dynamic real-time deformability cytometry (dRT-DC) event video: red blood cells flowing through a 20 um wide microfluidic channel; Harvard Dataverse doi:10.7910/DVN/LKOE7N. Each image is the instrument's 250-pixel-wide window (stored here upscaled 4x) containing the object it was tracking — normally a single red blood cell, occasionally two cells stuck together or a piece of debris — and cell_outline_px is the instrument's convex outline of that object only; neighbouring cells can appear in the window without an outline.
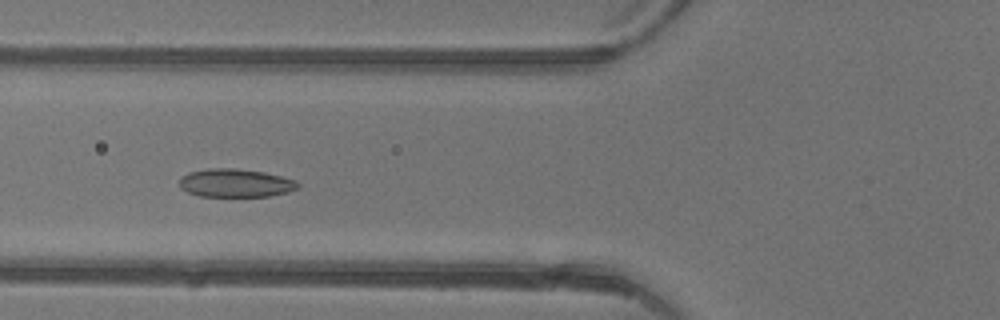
{"species": "common noctule bat (a hibernating species)", "species_latin": "Nyctalus noctula", "temperature_condition": "warm", "stored_images_in_passage": 45, "camera_frame_rate_fps": 3000, "um_per_image_px": 0.085, "animal": {"sex": "female"}, "frame": {"image": 1, "passage_image": 16, "time_ms": 5.0, "image_size_px": [1000, 320], "cell_outline_px": [[300, 184], [296, 188], [288, 192], [268, 196], [200, 196], [188, 192], [180, 188], [180, 176], [188, 172], [208, 168], [236, 168], [264, 172], [296, 180]], "centroid_in_image_um": [19.99, 15.55], "position_along_channel_um": 105.8, "area_um2": 19.54}}
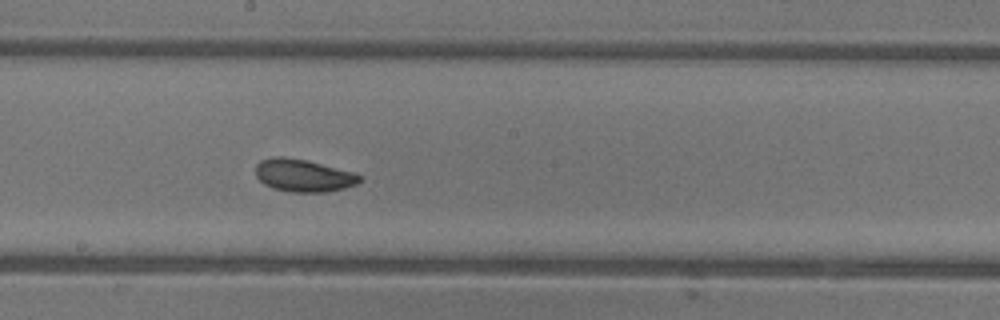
{"frame": {"image": 2, "passage_image": 24, "time_ms": 7.667, "image_size_px": [1000, 320], "cell_outline_px": [[364, 176], [356, 184], [344, 188], [324, 192], [292, 192], [272, 188], [264, 184], [256, 176], [256, 164], [260, 160], [272, 156], [280, 156], [304, 160], [356, 172]], "centroid_in_image_um": [25.79, 14.91], "position_along_channel_um": 222.4, "area_um2": 19.77}}
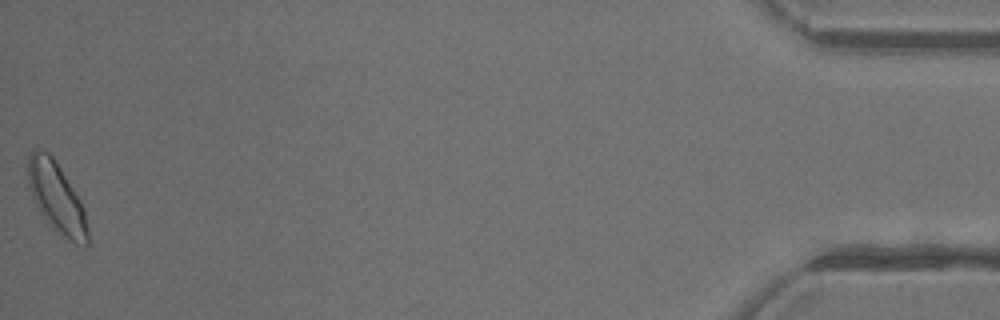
{"frame": {"image": 3, "passage_image": 45, "time_ms": 14.667, "image_size_px": [1000, 320], "cell_outline_px": [[88, 244], [84, 248], [60, 236], [52, 228], [40, 212], [32, 196], [28, 184], [28, 156], [36, 148], [48, 152], [52, 156], [60, 168], [80, 200], [84, 208], [88, 228]], "centroid_in_image_um": [4.82, 16.85], "position_along_channel_um": 430.4, "area_um2": 24.45}, "authors_computed_cell_mechanics": {"area_um2": 20.23, "velocity_mm_per_s": 4.3719, "shape_relaxation_time_tau1_ms": 5.8803, "shape_relaxation_time_tau2_ms": 2.9009, "deformation_change_tau1": 0.1403, "deformation_change_tau2": 0.0846}}